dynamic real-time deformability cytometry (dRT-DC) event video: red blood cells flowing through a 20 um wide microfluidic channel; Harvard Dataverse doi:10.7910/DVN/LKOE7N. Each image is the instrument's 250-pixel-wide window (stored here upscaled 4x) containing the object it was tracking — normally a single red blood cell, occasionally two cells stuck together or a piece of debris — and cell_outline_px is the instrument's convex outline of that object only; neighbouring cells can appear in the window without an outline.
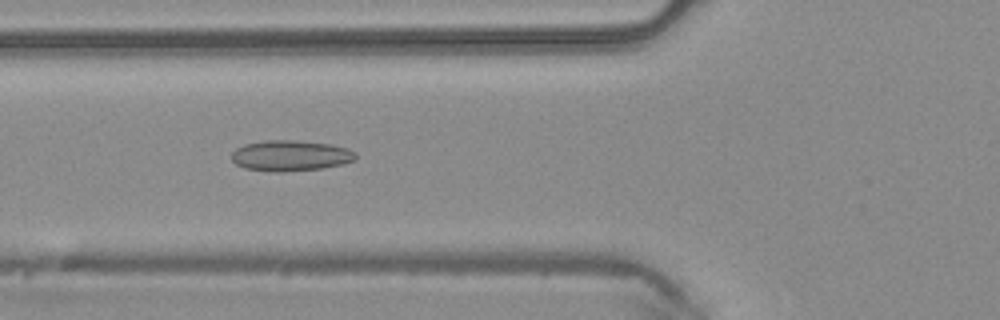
{"species": "common noctule bat (a hibernating species)", "species_latin": "Nyctalus noctula", "temperature_condition": "warm", "stored_images_in_passage": 37, "camera_frame_rate_fps": 3000, "um_per_image_px": 0.085, "animal": {"sex": "male", "body_mass_g": 20.4}, "frame": {"image": 1, "passage_image": 8, "time_ms": 2.333, "image_size_px": [1000, 320], "cell_outline_px": [[356, 160], [324, 168], [280, 172], [272, 172], [244, 168], [236, 164], [232, 160], [232, 152], [236, 148], [244, 144], [264, 140], [292, 140], [332, 144], [348, 148], [356, 152]], "centroid_in_image_um": [24.69, 13.23], "position_along_channel_um": 101.1, "area_um2": 22.37}}
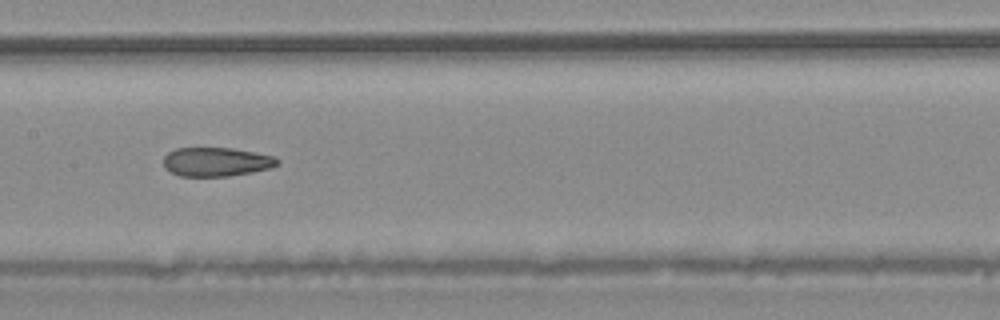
{"frame": {"image": 2, "passage_image": 14, "time_ms": 4.333, "image_size_px": [1000, 320], "cell_outline_px": [[280, 164], [272, 168], [252, 172], [228, 176], [180, 176], [164, 168], [164, 156], [168, 152], [176, 148], [232, 148], [272, 156], [280, 160]], "centroid_in_image_um": [18.39, 13.76], "position_along_channel_um": 189.0, "area_um2": 19.19}}
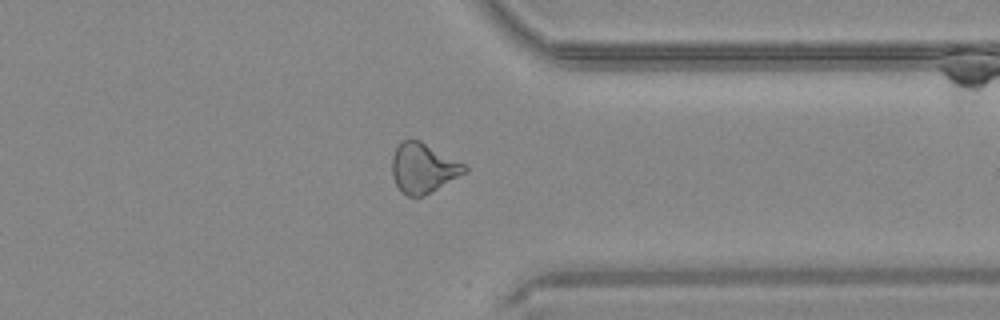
{"frame": {"image": 3, "passage_image": 27, "time_ms": 8.667, "image_size_px": [1000, 320], "cell_outline_px": [[468, 172], [424, 196], [408, 196], [396, 184], [392, 176], [392, 156], [400, 140], [412, 136], [420, 140], [464, 164], [468, 168]], "centroid_in_image_um": [35.96, 14.25], "position_along_channel_um": 375.4, "area_um2": 21.21}}